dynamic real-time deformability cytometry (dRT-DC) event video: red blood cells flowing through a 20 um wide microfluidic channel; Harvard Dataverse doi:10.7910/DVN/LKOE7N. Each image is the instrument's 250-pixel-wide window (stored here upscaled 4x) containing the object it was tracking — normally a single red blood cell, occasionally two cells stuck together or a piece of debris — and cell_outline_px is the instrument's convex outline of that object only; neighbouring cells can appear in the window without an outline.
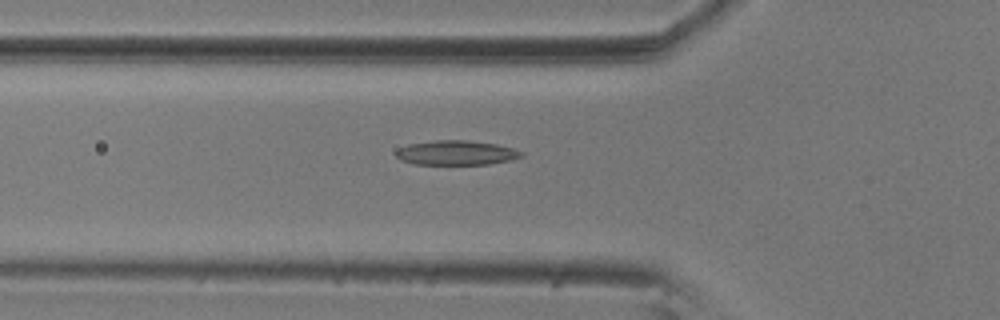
{"species": "common noctule bat (a hibernating species)", "species_latin": "Nyctalus noctula", "temperature_condition": "room temperature", "stored_images_in_passage": 55, "camera_frame_rate_fps": 3000, "um_per_image_px": 0.085, "animal": {"sex": "male", "body_mass_g": 20.5, "forearm_length_mm": 52.5}, "frame": {"image": 1, "passage_image": 19, "time_ms": 6.0, "image_size_px": [1000, 320], "cell_outline_px": [[524, 156], [508, 160], [488, 164], [416, 164], [400, 160], [396, 156], [396, 152], [400, 148], [408, 144], [436, 140], [468, 140], [496, 144], [512, 148], [524, 152]], "centroid_in_image_um": [38.79, 12.98], "position_along_channel_um": 87.0, "area_um2": 17.8}}
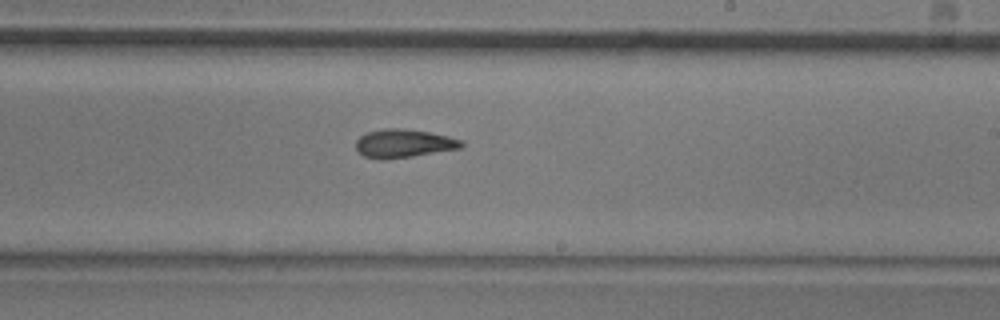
{"frame": {"image": 2, "passage_image": 33, "time_ms": 10.667, "image_size_px": [1000, 320], "cell_outline_px": [[464, 144], [460, 148], [412, 156], [380, 160], [364, 156], [356, 148], [356, 140], [360, 136], [368, 132], [384, 128], [404, 128], [428, 132], [448, 136], [464, 140]], "centroid_in_image_um": [34.31, 12.18], "position_along_channel_um": 254.7, "area_um2": 17.4}}
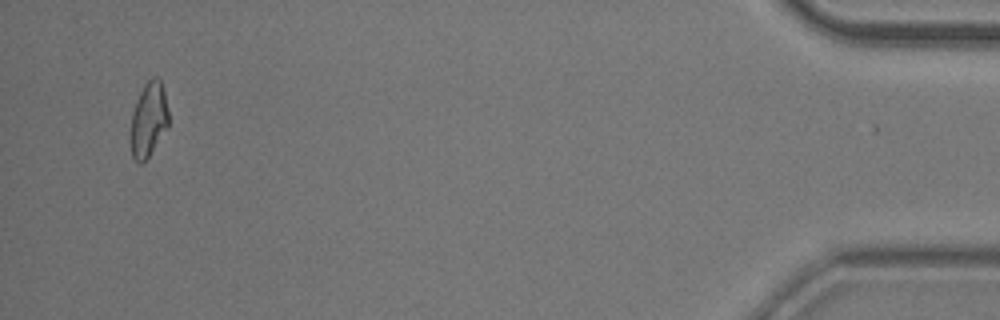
{"frame": {"image": 3, "passage_image": 54, "time_ms": 17.667, "image_size_px": [1000, 320], "cell_outline_px": [[168, 128], [148, 156], [140, 164], [132, 156], [132, 112], [136, 100], [144, 84], [152, 76], [156, 76], [160, 80], [164, 92], [168, 108]], "centroid_in_image_um": [12.65, 10.11], "position_along_channel_um": 422.5, "area_um2": 16.18}}